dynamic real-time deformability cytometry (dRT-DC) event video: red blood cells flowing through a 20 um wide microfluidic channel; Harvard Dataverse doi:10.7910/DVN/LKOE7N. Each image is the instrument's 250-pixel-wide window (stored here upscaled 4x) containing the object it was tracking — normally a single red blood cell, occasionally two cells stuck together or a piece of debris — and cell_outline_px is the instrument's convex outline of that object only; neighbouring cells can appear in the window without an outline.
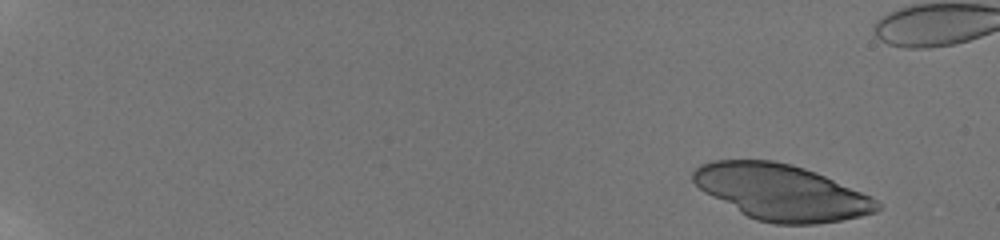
{"species": "human", "species_latin": "Homo sapiens", "temperature_condition": "room temperature", "stored_images_in_passage": 36, "camera_frame_rate_fps": 3000, "um_per_image_px": 0.085, "donor": {"sex": "male"}, "frame": {"image": 1, "passage_image": 1, "time_ms": 0.0, "image_size_px": [1000, 240], "cell_outline_px": [[880, 208], [876, 212], [860, 216], [840, 220], [816, 224], [776, 224], [756, 220], [740, 212], [704, 192], [692, 180], [692, 172], [700, 164], [712, 160], [772, 160], [792, 164], [816, 172], [872, 196], [880, 204]], "centroid_in_image_um": [66.41, 16.33], "position_along_channel_um": 18.6, "area_um2": 59.59}}